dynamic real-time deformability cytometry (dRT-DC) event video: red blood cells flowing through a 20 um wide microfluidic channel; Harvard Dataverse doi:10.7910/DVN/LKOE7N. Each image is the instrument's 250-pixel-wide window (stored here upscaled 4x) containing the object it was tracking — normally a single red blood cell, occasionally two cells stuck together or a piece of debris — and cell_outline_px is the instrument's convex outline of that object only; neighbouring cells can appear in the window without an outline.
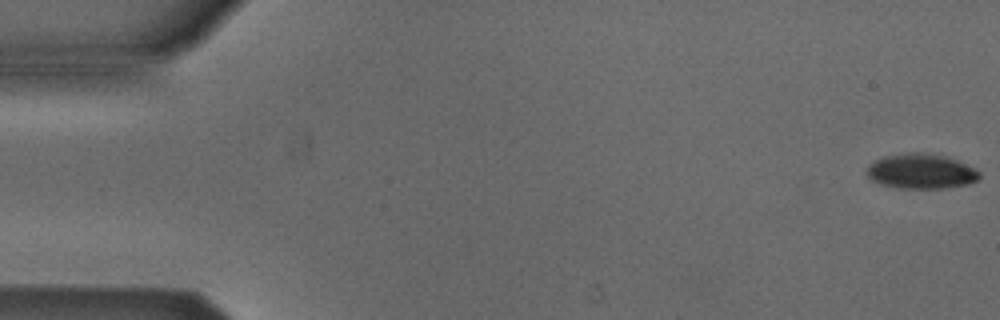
{"species": "Egyptian fruit bat (a non-hibernating species)", "species_latin": "Rousettus aegyptiacus", "temperature_condition": "cold", "stored_images_in_passage": 4, "camera_frame_rate_fps": 3000, "um_per_image_px": 0.085, "animal": {"sex": "male"}, "frame": {"image": 1, "passage_image": 1, "time_ms": 0.0, "image_size_px": [1000, 320], "cell_outline_px": [[980, 176], [976, 180], [968, 184], [944, 188], [900, 188], [880, 184], [872, 180], [868, 176], [868, 168], [876, 160], [884, 156], [908, 152], [916, 152], [944, 156], [956, 160], [976, 168], [980, 172]], "centroid_in_image_um": [78.32, 14.56], "position_along_channel_um": 6.7, "area_um2": 22.66}}